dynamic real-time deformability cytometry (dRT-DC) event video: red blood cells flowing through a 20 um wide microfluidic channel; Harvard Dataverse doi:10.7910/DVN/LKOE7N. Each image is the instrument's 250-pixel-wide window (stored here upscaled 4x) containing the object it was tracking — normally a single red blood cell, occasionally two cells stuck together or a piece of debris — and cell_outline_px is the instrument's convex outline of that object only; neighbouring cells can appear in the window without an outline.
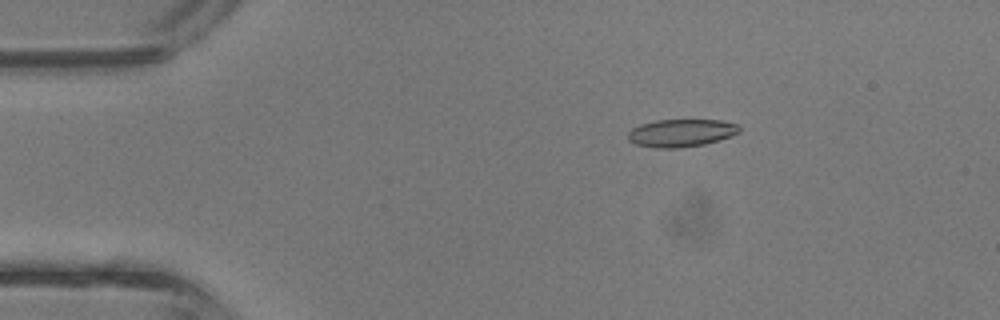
{"species": "common noctule bat (a hibernating species)", "species_latin": "Nyctalus noctula", "temperature_condition": "room temperature", "stored_images_in_passage": 4, "camera_frame_rate_fps": 3000, "um_per_image_px": 0.085, "animal": {"sex": "male", "body_mass_g": 13.3}, "frame": {"image": 1, "passage_image": 2, "time_ms": 0.333, "image_size_px": [1000, 320], "cell_outline_px": [[740, 132], [704, 144], [680, 148], [656, 148], [636, 144], [628, 140], [628, 132], [632, 128], [640, 124], [656, 120], [720, 120], [740, 124]], "centroid_in_image_um": [57.88, 11.29], "position_along_channel_um": 27.1, "area_um2": 17.92}}
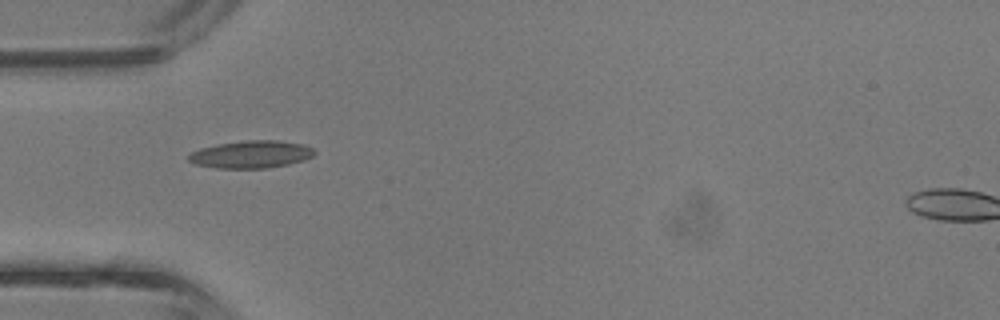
{"frame": {"image": 2, "passage_image": 4, "time_ms": 1.0, "image_size_px": [1000, 320], "cell_outline_px": [[316, 152], [312, 156], [304, 160], [288, 164], [268, 168], [216, 168], [196, 164], [188, 160], [188, 156], [192, 152], [200, 148], [216, 144], [244, 140], [280, 140], [304, 144], [312, 148]], "centroid_in_image_um": [21.36, 13.11], "position_along_channel_um": 63.6, "area_um2": 20.23}}